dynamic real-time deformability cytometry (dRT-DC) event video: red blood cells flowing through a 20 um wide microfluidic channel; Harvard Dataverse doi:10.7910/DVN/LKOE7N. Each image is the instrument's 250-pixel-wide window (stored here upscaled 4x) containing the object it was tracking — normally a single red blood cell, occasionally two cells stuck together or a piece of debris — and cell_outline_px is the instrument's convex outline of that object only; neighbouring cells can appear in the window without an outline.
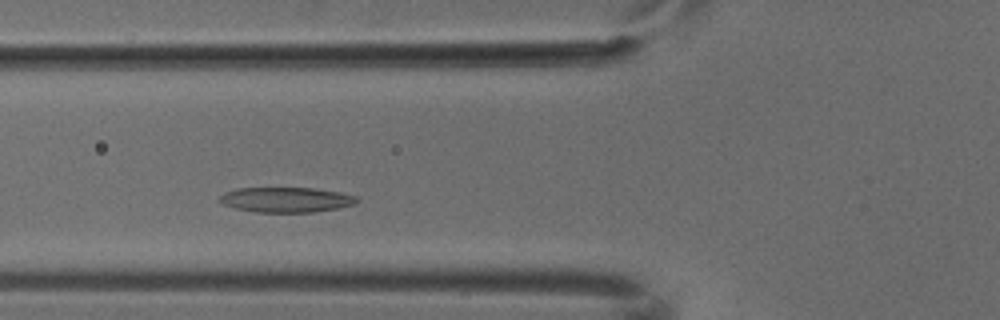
{"species": "common noctule bat (a hibernating species)", "species_latin": "Nyctalus noctula", "temperature_condition": "cold", "stored_images_in_passage": 4, "camera_frame_rate_fps": 3000, "um_per_image_px": 0.085, "animal": {"sex": "male", "body_mass_g": 18.8}, "frame": {"image": 1, "passage_image": 2, "time_ms": 0.333, "image_size_px": [1000, 320], "cell_outline_px": [[360, 200], [356, 204], [336, 208], [312, 212], [256, 212], [236, 208], [224, 204], [220, 200], [220, 196], [224, 192], [236, 188], [312, 188], [340, 192], [356, 196]], "centroid_in_image_um": [24.34, 16.97], "position_along_channel_um": 101.5, "area_um2": 19.94}}
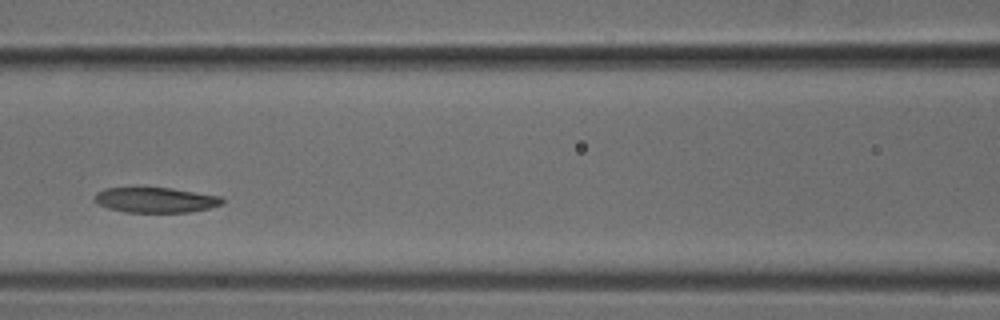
{"frame": {"image": 2, "passage_image": 3, "time_ms": 0.667, "image_size_px": [1000, 320], "cell_outline_px": [[224, 204], [208, 208], [188, 212], [124, 212], [108, 208], [96, 204], [96, 192], [104, 188], [172, 188], [224, 196]], "centroid_in_image_um": [13.27, 17.0], "position_along_channel_um": 153.3, "area_um2": 18.84}}
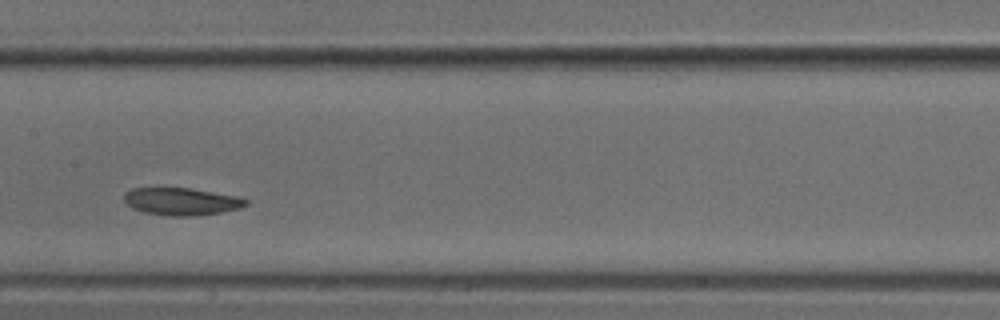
{"frame": {"image": 3, "passage_image": 4, "time_ms": 1.0, "image_size_px": [1000, 320], "cell_outline_px": [[248, 204], [240, 208], [220, 212], [188, 216], [172, 216], [144, 212], [132, 208], [124, 200], [124, 192], [132, 188], [188, 188], [240, 196], [248, 200]], "centroid_in_image_um": [15.43, 17.11], "position_along_channel_um": 192.0, "area_um2": 19.36}}